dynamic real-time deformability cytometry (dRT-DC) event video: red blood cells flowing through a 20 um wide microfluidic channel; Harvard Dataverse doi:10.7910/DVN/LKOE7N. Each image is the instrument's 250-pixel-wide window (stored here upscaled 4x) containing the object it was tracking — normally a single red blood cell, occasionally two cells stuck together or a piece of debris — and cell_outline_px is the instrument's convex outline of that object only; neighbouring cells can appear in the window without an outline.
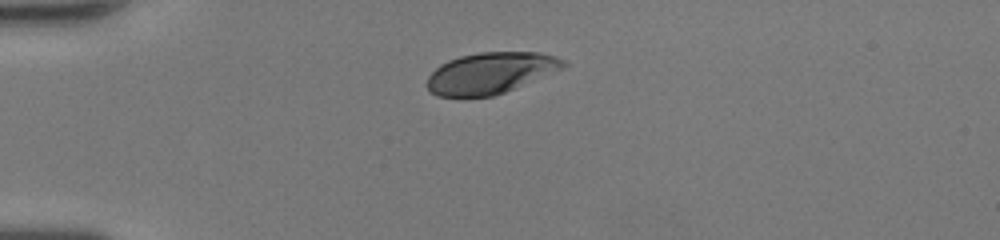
{"species": "human", "species_latin": "Homo sapiens", "temperature_condition": "room temperature", "stored_images_in_passage": 37, "camera_frame_rate_fps": 3000, "um_per_image_px": 0.085, "donor": {"sex": "female"}, "frame": {"image": 1, "passage_image": 1, "time_ms": 0.0, "image_size_px": [1000, 240], "cell_outline_px": [[568, 64], [564, 68], [504, 92], [492, 96], [436, 96], [428, 92], [424, 84], [428, 76], [440, 64], [448, 60], [460, 56], [480, 52], [540, 52], [556, 56], [564, 60]], "centroid_in_image_um": [41.66, 6.2], "position_along_channel_um": 43.3, "area_um2": 32.83}}
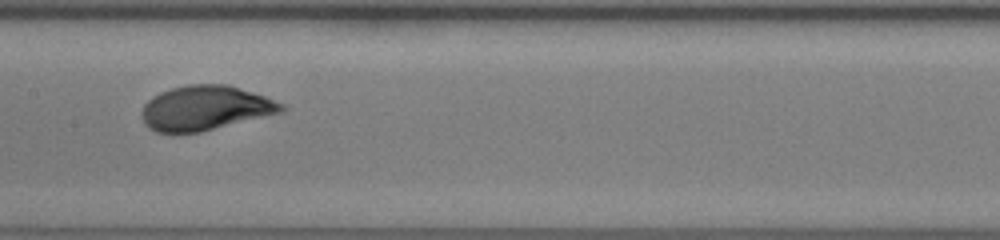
{"frame": {"image": 2, "passage_image": 14, "time_ms": 4.333, "image_size_px": [1000, 240], "cell_outline_px": [[288, 108], [284, 112], [200, 132], [156, 132], [148, 128], [144, 124], [140, 112], [144, 104], [152, 96], [160, 92], [172, 88], [188, 84], [228, 84], [264, 96], [284, 104]], "centroid_in_image_um": [17.45, 9.18], "position_along_channel_um": 190.0, "area_um2": 36.47}}
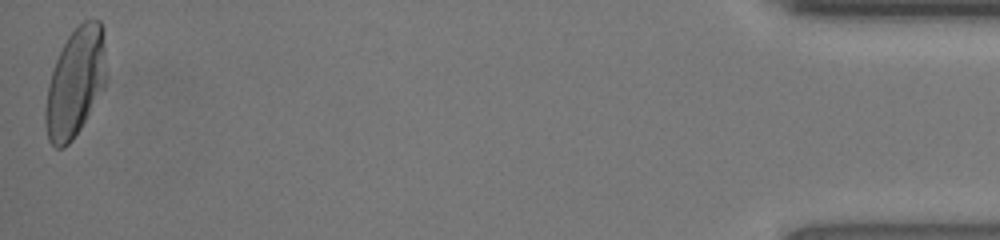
{"frame": {"image": 3, "passage_image": 37, "time_ms": 12.0, "image_size_px": [1000, 240], "cell_outline_px": [[108, 80], [80, 128], [72, 140], [64, 148], [56, 148], [48, 140], [44, 124], [44, 108], [48, 84], [56, 60], [68, 36], [84, 20], [100, 20], [104, 28]], "centroid_in_image_um": [6.42, 7.01], "position_along_channel_um": 428.8, "area_um2": 38.9}, "authors_computed_cell_mechanics": {"area_um2": 36.2406, "velocity_mm_per_s": 4.2465, "shape_relaxation_time_tau1_ms": 2.4086, "shape_relaxation_time_tau2_ms": null, "deformation_change_tau1": 0.1475, "deformation_change_tau2": null}}